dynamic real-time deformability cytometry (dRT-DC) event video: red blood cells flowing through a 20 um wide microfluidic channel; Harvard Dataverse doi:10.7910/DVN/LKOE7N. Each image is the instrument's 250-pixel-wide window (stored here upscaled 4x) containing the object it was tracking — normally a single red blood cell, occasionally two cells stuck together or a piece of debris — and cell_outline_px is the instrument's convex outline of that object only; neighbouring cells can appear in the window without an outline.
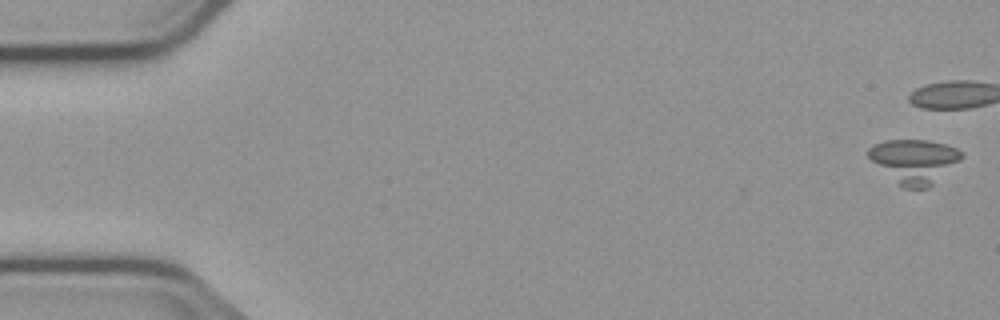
{"species": "common noctule bat (a hibernating species)", "species_latin": "Nyctalus noctula", "temperature_condition": "cold", "stored_images_in_passage": 6, "camera_frame_rate_fps": 3000, "um_per_image_px": 0.085, "animal": {"sex": "male", "body_mass_g": 23.1, "forearm_length_mm": 52.7}, "frame": {"image": 1, "passage_image": 1, "time_ms": 0.0, "image_size_px": [1000, 320], "cell_outline_px": [[964, 156], [960, 160], [932, 184], [924, 188], [904, 188], [872, 160], [868, 156], [868, 148], [884, 140], [928, 140], [944, 144], [956, 148], [964, 152]], "centroid_in_image_um": [77.75, 13.66], "position_along_channel_um": 7.3, "area_um2": 23.18}}
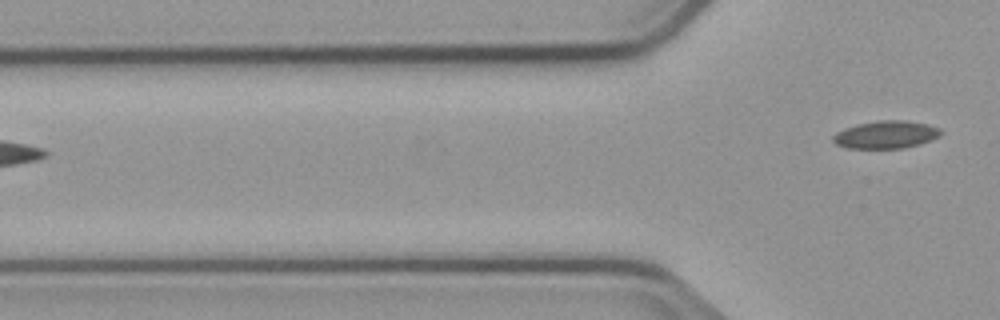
{"frame": {"image": 2, "passage_image": 6, "time_ms": 7.667, "image_size_px": [1000, 320], "cell_outline_px": [[940, 132], [936, 136], [920, 144], [904, 148], [844, 148], [836, 144], [832, 140], [832, 136], [836, 132], [844, 128], [856, 124], [876, 120], [904, 120], [928, 124], [940, 128]], "centroid_in_image_um": [75.23, 11.44], "position_along_channel_um": 50.6, "area_um2": 17.34}}